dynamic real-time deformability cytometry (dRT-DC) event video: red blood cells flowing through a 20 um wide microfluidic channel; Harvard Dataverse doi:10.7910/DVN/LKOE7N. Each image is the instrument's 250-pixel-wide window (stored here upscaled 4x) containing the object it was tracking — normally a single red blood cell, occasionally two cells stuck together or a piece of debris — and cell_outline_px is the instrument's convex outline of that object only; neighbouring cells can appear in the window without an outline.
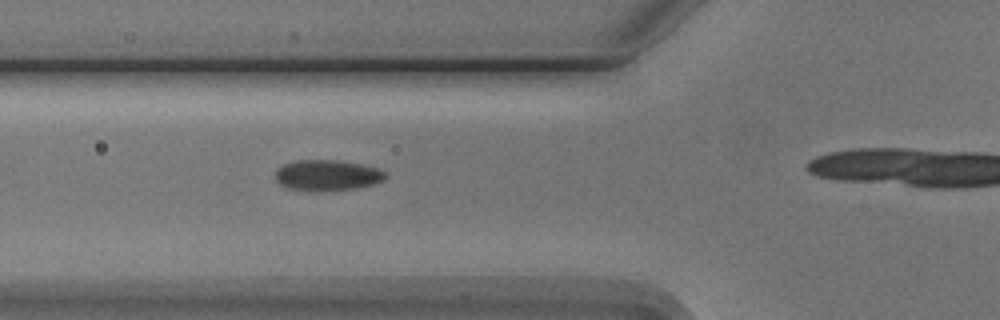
{"species": "Egyptian fruit bat (a non-hibernating species)", "species_latin": "Rousettus aegyptiacus", "temperature_condition": "cold", "stored_images_in_passage": 4, "camera_frame_rate_fps": 3000, "um_per_image_px": 0.085, "animal": {"sex": "male"}, "frame": {"image": 1, "passage_image": 3, "time_ms": 2.333, "image_size_px": [1000, 320], "cell_outline_px": [[388, 176], [384, 180], [376, 184], [356, 188], [288, 188], [280, 184], [276, 180], [276, 168], [284, 164], [296, 160], [336, 160], [360, 164], [380, 168]], "centroid_in_image_um": [27.86, 14.84], "position_along_channel_um": 97.9, "area_um2": 19.02}}